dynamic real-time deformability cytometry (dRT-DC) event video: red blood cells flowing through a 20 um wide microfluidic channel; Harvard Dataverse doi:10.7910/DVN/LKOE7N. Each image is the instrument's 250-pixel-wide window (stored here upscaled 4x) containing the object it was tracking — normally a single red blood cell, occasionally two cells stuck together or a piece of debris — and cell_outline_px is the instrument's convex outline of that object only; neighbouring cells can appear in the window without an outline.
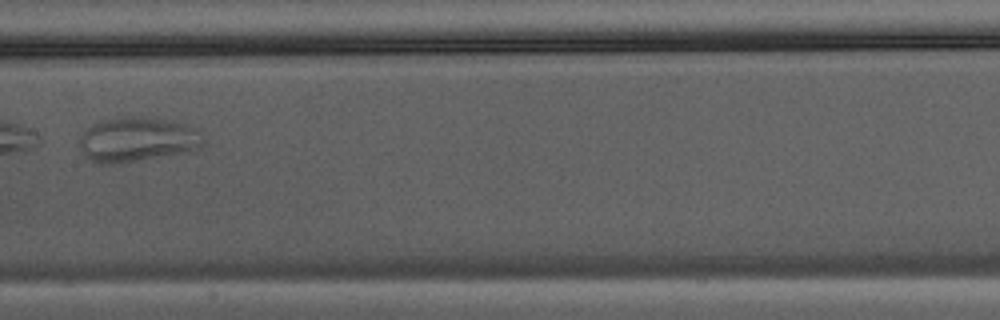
{"species": "Egyptian fruit bat (a non-hibernating species)", "species_latin": "Rousettus aegyptiacus", "temperature_condition": "warm", "stored_images_in_passage": 28, "camera_frame_rate_fps": 3000, "um_per_image_px": 0.085, "animal": {"sex": "male"}, "frame": {"image": 1, "passage_image": 13, "time_ms": 4.0, "image_size_px": [1000, 320], "cell_outline_px": [[208, 136], [204, 144], [188, 152], [116, 164], [100, 164], [92, 160], [80, 148], [80, 136], [88, 128], [100, 120], [120, 116], [144, 116], [164, 120], [196, 128]], "centroid_in_image_um": [11.71, 11.85], "position_along_channel_um": 195.7, "area_um2": 32.31}}